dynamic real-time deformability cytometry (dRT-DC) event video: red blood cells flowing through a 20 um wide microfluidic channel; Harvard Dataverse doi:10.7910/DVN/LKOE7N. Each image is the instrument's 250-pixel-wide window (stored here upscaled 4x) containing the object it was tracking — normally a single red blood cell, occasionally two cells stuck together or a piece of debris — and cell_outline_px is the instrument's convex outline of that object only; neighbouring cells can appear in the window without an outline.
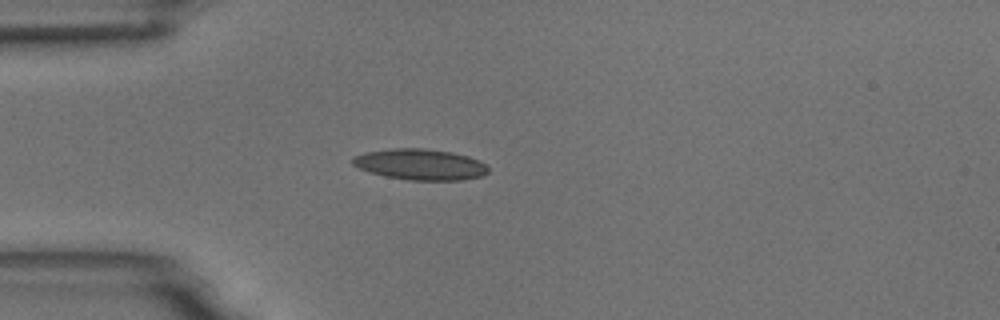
{"species": "common noctule bat (a hibernating species)", "species_latin": "Nyctalus noctula", "temperature_condition": "room temperature", "stored_images_in_passage": 5, "camera_frame_rate_fps": 3000, "um_per_image_px": 0.085, "animal": {"sex": "male", "body_mass_g": 18.8}, "frame": {"image": 1, "passage_image": 4, "time_ms": 4.333, "image_size_px": [1000, 320], "cell_outline_px": [[488, 172], [484, 176], [464, 180], [408, 180], [384, 176], [368, 172], [352, 164], [352, 156], [364, 152], [392, 148], [424, 148], [452, 152], [468, 156], [480, 160], [488, 168]], "centroid_in_image_um": [35.72, 13.97], "position_along_channel_um": 49.3, "area_um2": 24.74}}